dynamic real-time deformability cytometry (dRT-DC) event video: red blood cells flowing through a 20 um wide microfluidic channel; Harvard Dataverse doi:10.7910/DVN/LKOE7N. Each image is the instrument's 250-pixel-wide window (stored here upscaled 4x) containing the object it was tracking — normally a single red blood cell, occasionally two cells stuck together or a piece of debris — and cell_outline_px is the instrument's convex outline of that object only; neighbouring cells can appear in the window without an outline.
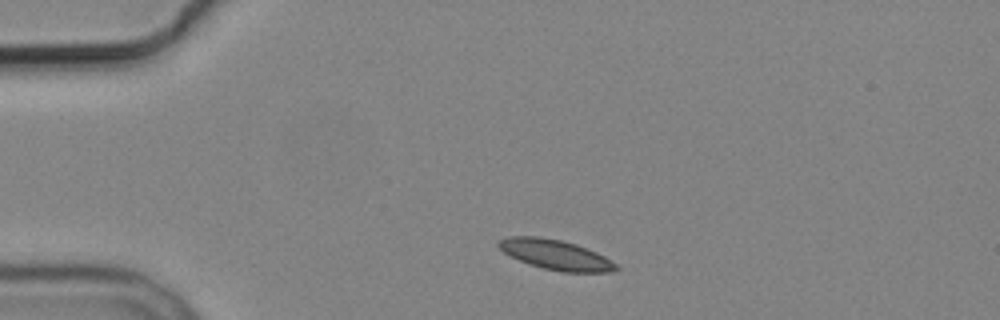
{"species": "common noctule bat (a hibernating species)", "species_latin": "Nyctalus noctula", "temperature_condition": "cold", "stored_images_in_passage": 2, "camera_frame_rate_fps": 3000, "um_per_image_px": 0.085, "animal": {"sex": "male", "body_mass_g": 19.2, "forearm_length_mm": 51.8}, "frame": {"image": 1, "passage_image": 1, "time_ms": 0.0, "image_size_px": [1000, 320], "cell_outline_px": [[620, 268], [612, 272], [560, 272], [528, 264], [504, 252], [496, 244], [500, 240], [508, 236], [540, 236], [560, 240], [576, 244], [596, 252], [604, 256], [616, 264]], "centroid_in_image_um": [47.24, 21.65], "position_along_channel_um": 37.8, "area_um2": 20.4}}